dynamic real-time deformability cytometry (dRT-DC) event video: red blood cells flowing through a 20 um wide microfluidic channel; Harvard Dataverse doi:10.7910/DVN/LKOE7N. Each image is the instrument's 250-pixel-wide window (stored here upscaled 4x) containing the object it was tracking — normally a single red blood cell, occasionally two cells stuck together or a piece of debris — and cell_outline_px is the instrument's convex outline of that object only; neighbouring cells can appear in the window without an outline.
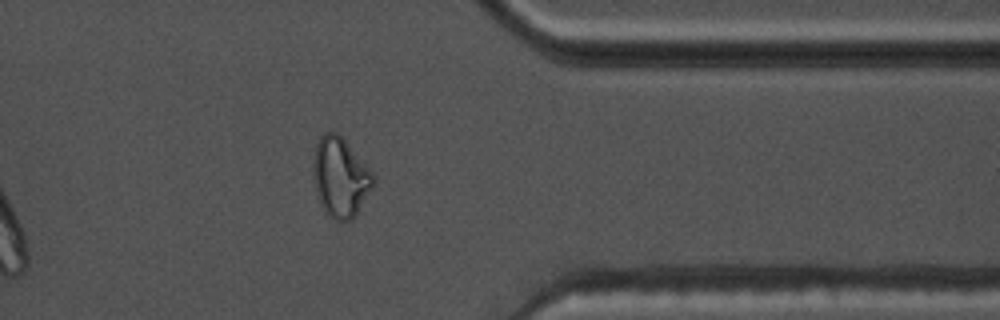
{"species": "common noctule bat (a hibernating species)", "species_latin": "Nyctalus noctula", "temperature_condition": "warm", "stored_images_in_passage": 39, "camera_frame_rate_fps": 3000, "um_per_image_px": 0.085, "animal": {"sex": "male", "body_mass_g": 17.5, "forearm_length_mm": 52.3}, "frame": {"image": 1, "passage_image": 34, "time_ms": 11.0, "image_size_px": [1000, 320], "cell_outline_px": [[376, 184], [356, 216], [352, 220], [336, 220], [328, 216], [324, 212], [316, 192], [312, 176], [312, 164], [316, 144], [320, 136], [324, 132], [336, 132], [344, 140], [372, 172], [376, 180]], "centroid_in_image_um": [28.92, 15.1], "position_along_channel_um": 382.5, "area_um2": 28.09}, "authors_computed_cell_mechanics": {"area_um2": 20.2878, "velocity_mm_per_s": 3.7084, "shape_relaxation_time_tau1_ms": null, "shape_relaxation_time_tau2_ms": 1.8158, "deformation_change_tau1": null, "deformation_change_tau2": 0.0743}}